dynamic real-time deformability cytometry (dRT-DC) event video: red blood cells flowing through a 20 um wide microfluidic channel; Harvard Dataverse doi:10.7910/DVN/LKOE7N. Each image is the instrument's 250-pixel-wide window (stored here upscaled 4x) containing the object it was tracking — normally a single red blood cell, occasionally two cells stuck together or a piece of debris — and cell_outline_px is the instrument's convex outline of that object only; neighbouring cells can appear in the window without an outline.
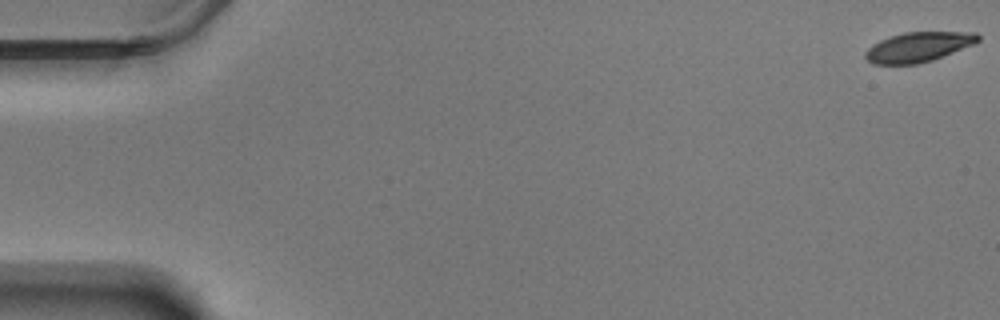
{"species": "Egyptian fruit bat (a non-hibernating species)", "species_latin": "Rousettus aegyptiacus", "temperature_condition": "warm", "stored_images_in_passage": 59, "camera_frame_rate_fps": 3000, "um_per_image_px": 0.085, "animal": {"sex": "male"}, "frame": {"image": 1, "passage_image": 1, "time_ms": 0.0, "image_size_px": [1000, 320], "cell_outline_px": [[980, 40], [972, 44], [932, 60], [916, 64], [872, 64], [864, 56], [864, 52], [872, 44], [880, 40], [904, 32], [976, 32], [980, 36]], "centroid_in_image_um": [78.02, 3.99], "position_along_channel_um": 7.0, "area_um2": 19.36}}
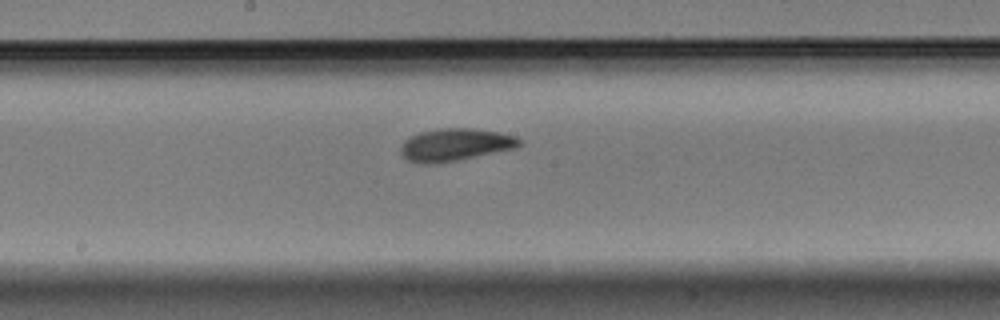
{"frame": {"image": 2, "passage_image": 32, "time_ms": 10.333, "image_size_px": [1000, 320], "cell_outline_px": [[520, 144], [516, 148], [456, 160], [428, 164], [420, 164], [408, 160], [400, 152], [400, 148], [404, 140], [420, 132], [436, 128], [472, 128], [500, 132], [516, 136], [520, 140]], "centroid_in_image_um": [38.67, 12.29], "position_along_channel_um": 209.5, "area_um2": 22.31}}
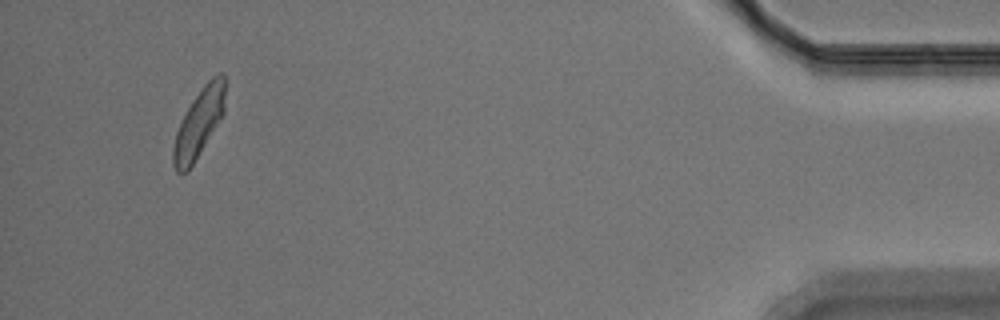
{"frame": {"image": 3, "passage_image": 56, "time_ms": 18.333, "image_size_px": [1000, 320], "cell_outline_px": [[228, 80], [224, 112], [188, 172], [176, 172], [172, 164], [172, 152], [176, 132], [192, 100], [204, 84], [212, 76], [220, 72], [224, 72]], "centroid_in_image_um": [16.95, 10.38], "position_along_channel_um": 418.2, "area_um2": 20.81}, "authors_computed_cell_mechanics": {"area_um2": 21.2704, "velocity_mm_per_s": 3.4809, "shape_relaxation_time_tau1_ms": 2.37, "shape_relaxation_time_tau2_ms": 2.9075, "deformation_change_tau1": 0.1082, "deformation_change_tau2": 0.084}}